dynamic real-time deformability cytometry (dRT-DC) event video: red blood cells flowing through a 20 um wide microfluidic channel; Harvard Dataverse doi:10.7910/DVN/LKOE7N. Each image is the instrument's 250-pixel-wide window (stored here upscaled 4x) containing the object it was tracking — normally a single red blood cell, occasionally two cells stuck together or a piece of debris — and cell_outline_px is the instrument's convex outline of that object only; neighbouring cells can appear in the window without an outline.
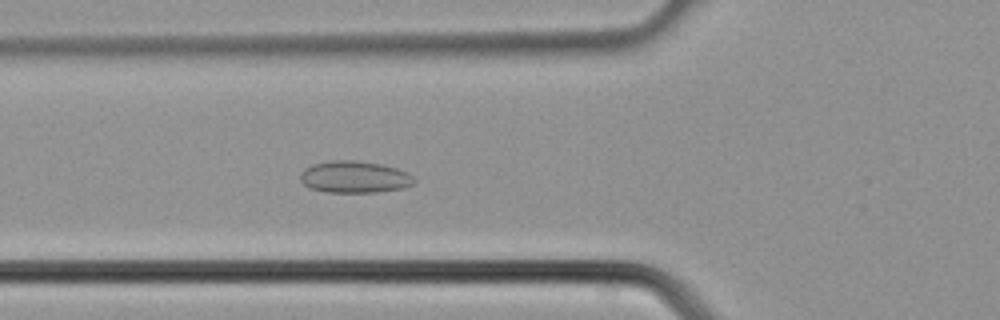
{"species": "common noctule bat (a hibernating species)", "species_latin": "Nyctalus noctula", "temperature_condition": "cold", "stored_images_in_passage": 40, "camera_frame_rate_fps": 3000, "um_per_image_px": 0.085, "animal": {"sex": "male", "body_mass_g": 21.5, "forearm_length_mm": 52.0}, "frame": {"image": 1, "passage_image": 14, "time_ms": 4.333, "image_size_px": [1000, 320], "cell_outline_px": [[416, 180], [412, 184], [404, 188], [376, 192], [324, 192], [308, 188], [300, 180], [300, 172], [304, 168], [312, 164], [328, 160], [352, 160], [380, 164], [396, 168], [408, 172]], "centroid_in_image_um": [30.09, 15.04], "position_along_channel_um": 95.7, "area_um2": 21.33}}
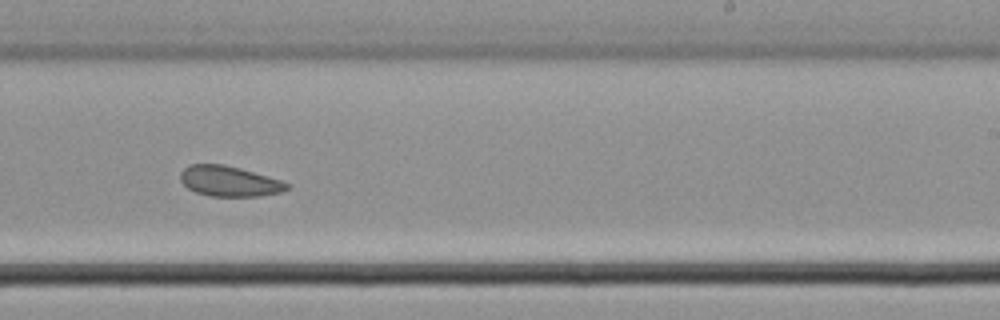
{"frame": {"image": 2, "passage_image": 24, "time_ms": 7.667, "image_size_px": [1000, 320], "cell_outline_px": [[292, 184], [288, 188], [280, 192], [260, 196], [208, 196], [196, 192], [188, 188], [180, 180], [180, 172], [188, 164], [224, 164], [240, 168], [280, 180]], "centroid_in_image_um": [19.47, 15.4], "position_along_channel_um": 269.5, "area_um2": 18.84}}
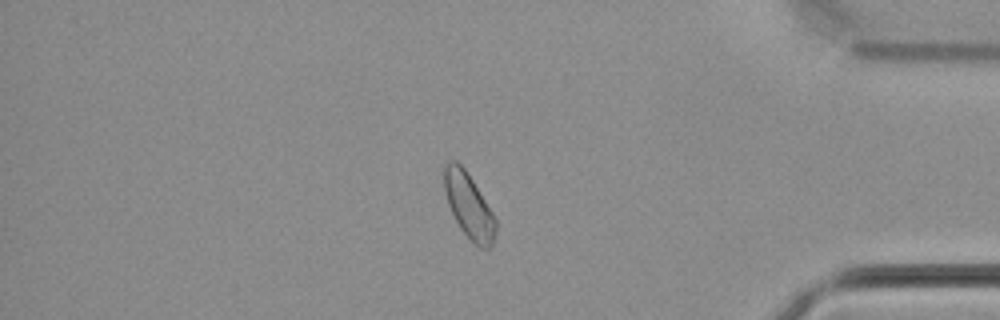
{"frame": {"image": 3, "passage_image": 33, "time_ms": 10.667, "image_size_px": [1000, 320], "cell_outline_px": [[496, 232], [492, 248], [480, 248], [460, 228], [448, 204], [444, 188], [444, 168], [448, 160], [456, 160], [464, 168], [472, 180], [492, 212], [496, 220]], "centroid_in_image_um": [39.86, 17.49], "position_along_channel_um": 395.3, "area_um2": 19.13}}